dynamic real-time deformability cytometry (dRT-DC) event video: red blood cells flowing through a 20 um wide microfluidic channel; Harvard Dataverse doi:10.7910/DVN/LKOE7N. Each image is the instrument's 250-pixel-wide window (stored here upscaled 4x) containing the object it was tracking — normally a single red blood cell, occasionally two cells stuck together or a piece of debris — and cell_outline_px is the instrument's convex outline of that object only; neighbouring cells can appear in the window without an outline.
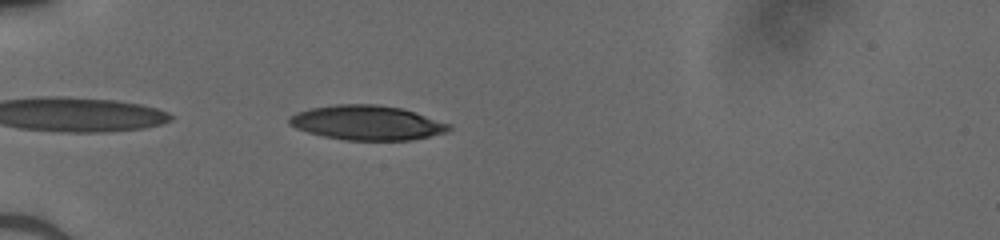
{"species": "human", "species_latin": "Homo sapiens", "temperature_condition": "cold", "stored_images_in_passage": 21, "camera_frame_rate_fps": 3000, "um_per_image_px": 0.085, "donor": {"sex": "male"}, "frame": {"image": 1, "passage_image": 2, "time_ms": 0.333, "image_size_px": [1000, 240], "cell_outline_px": [[452, 128], [444, 132], [412, 140], [344, 140], [324, 136], [308, 132], [296, 128], [288, 124], [288, 116], [296, 112], [308, 108], [336, 104], [380, 104], [400, 108], [452, 124]], "centroid_in_image_um": [31.15, 10.42], "position_along_channel_um": 53.9, "area_um2": 32.19}}
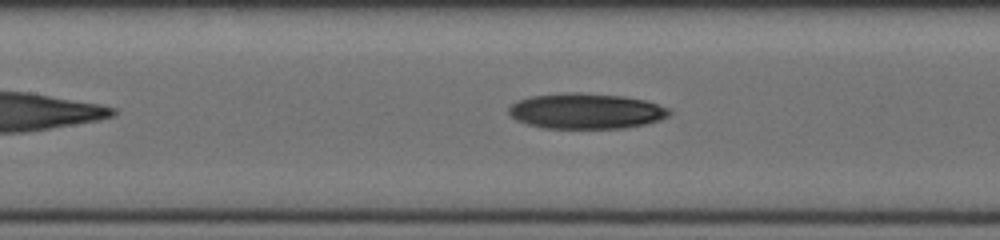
{"frame": {"image": 2, "passage_image": 11, "time_ms": 3.333, "image_size_px": [1000, 240], "cell_outline_px": [[672, 112], [668, 116], [660, 120], [644, 124], [624, 128], [544, 128], [528, 124], [516, 120], [508, 112], [508, 108], [512, 104], [520, 100], [532, 96], [572, 92], [580, 92], [624, 96], [644, 100], [668, 108]], "centroid_in_image_um": [49.82, 9.44], "position_along_channel_um": 157.6, "area_um2": 33.06}}
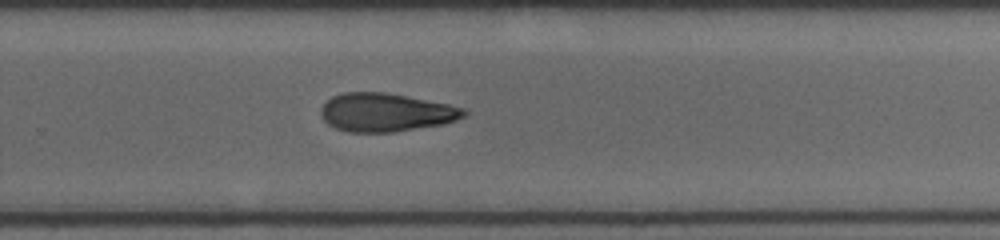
{"frame": {"image": 3, "passage_image": 21, "time_ms": 6.667, "image_size_px": [1000, 240], "cell_outline_px": [[468, 112], [464, 116], [456, 120], [440, 124], [392, 132], [348, 132], [336, 128], [328, 124], [320, 116], [320, 108], [332, 96], [344, 92], [388, 92], [468, 108]], "centroid_in_image_um": [32.79, 9.54], "position_along_channel_um": 297.0, "area_um2": 32.02}}